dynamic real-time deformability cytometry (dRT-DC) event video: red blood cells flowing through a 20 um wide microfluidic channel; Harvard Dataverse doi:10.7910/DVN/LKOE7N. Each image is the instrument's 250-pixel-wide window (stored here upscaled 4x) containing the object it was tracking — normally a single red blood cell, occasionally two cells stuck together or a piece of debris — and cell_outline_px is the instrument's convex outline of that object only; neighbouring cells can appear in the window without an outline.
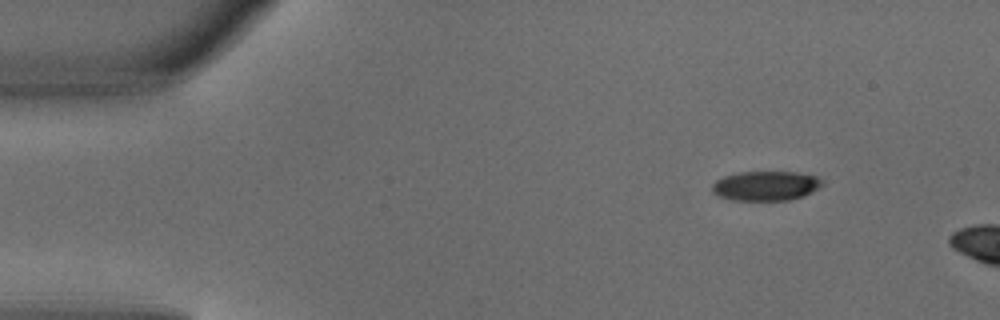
{"species": "common noctule bat (a hibernating species)", "species_latin": "Nyctalus noctula", "temperature_condition": "warm", "stored_images_in_passage": 3, "camera_frame_rate_fps": 3000, "um_per_image_px": 0.085, "animal": {"sex": "male", "body_mass_g": 18.8}, "frame": {"image": 1, "passage_image": 1, "time_ms": 0.0, "image_size_px": [1000, 320], "cell_outline_px": [[824, 184], [812, 192], [804, 196], [788, 200], [732, 200], [720, 196], [712, 192], [712, 184], [716, 180], [724, 176], [740, 172], [796, 172], [816, 176], [824, 180]], "centroid_in_image_um": [65.12, 15.79], "position_along_channel_um": 19.9, "area_um2": 19.02}}